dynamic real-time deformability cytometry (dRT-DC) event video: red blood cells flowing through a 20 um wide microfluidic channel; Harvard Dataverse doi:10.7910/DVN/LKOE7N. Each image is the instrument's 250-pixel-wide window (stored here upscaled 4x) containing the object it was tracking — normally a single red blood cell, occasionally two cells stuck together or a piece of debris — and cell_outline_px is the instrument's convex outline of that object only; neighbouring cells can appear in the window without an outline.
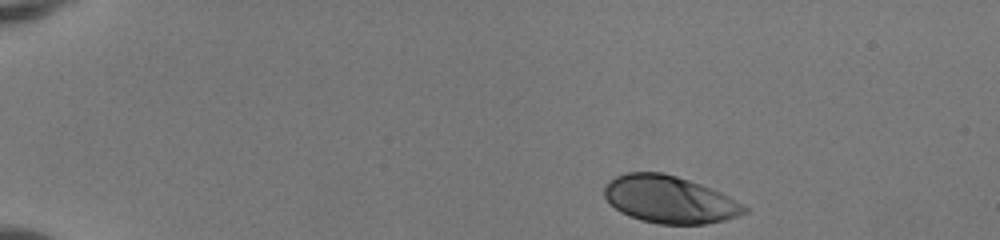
{"species": "human", "species_latin": "Homo sapiens", "temperature_condition": "room temperature", "stored_images_in_passage": 44, "camera_frame_rate_fps": 3000, "um_per_image_px": 0.085, "donor": {"sex": "female"}, "frame": {"image": 1, "passage_image": 1, "time_ms": 0.0, "image_size_px": [1000, 240], "cell_outline_px": [[748, 212], [724, 220], [704, 224], [660, 224], [640, 220], [628, 216], [620, 212], [604, 196], [604, 188], [616, 176], [624, 172], [660, 172], [676, 176], [700, 184], [720, 192], [744, 204], [748, 208]], "centroid_in_image_um": [56.91, 16.96], "position_along_channel_um": 28.1, "area_um2": 38.32}}
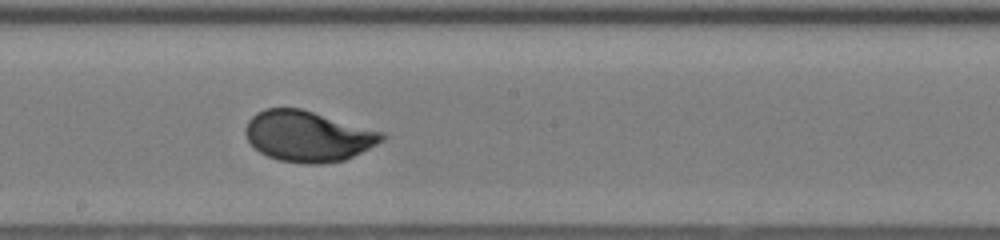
{"frame": {"image": 2, "passage_image": 23, "time_ms": 7.333, "image_size_px": [1000, 240], "cell_outline_px": [[388, 136], [384, 140], [344, 160], [320, 164], [308, 164], [280, 160], [268, 156], [260, 152], [248, 140], [244, 132], [244, 128], [248, 120], [256, 112], [264, 108], [300, 108], [384, 132]], "centroid_in_image_um": [26.16, 11.56], "position_along_channel_um": 222.0, "area_um2": 40.17}}
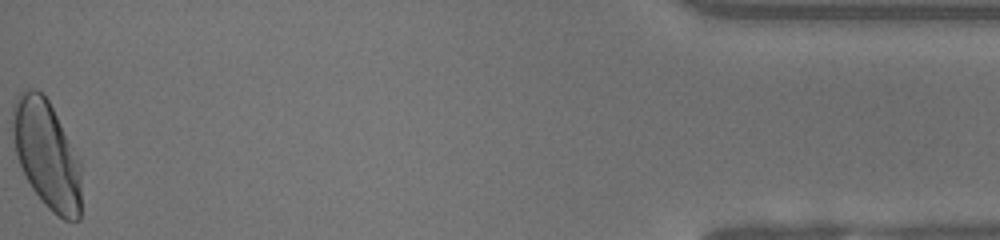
{"frame": {"image": 3, "passage_image": 44, "time_ms": 14.333, "image_size_px": [1000, 240], "cell_outline_px": [[80, 220], [64, 220], [56, 216], [40, 200], [32, 188], [16, 156], [12, 132], [12, 104], [20, 92], [28, 88], [36, 88], [48, 100], [80, 160]], "centroid_in_image_um": [3.95, 13.13], "position_along_channel_um": 431.2, "area_um2": 43.18}, "authors_computed_cell_mechanics": {"area_um2": 39.4485, "velocity_mm_per_s": 4.0856, "shape_relaxation_time_tau1_ms": 3.0759, "shape_relaxation_time_tau2_ms": null, "deformation_change_tau1": 0.1641, "deformation_change_tau2": null}}